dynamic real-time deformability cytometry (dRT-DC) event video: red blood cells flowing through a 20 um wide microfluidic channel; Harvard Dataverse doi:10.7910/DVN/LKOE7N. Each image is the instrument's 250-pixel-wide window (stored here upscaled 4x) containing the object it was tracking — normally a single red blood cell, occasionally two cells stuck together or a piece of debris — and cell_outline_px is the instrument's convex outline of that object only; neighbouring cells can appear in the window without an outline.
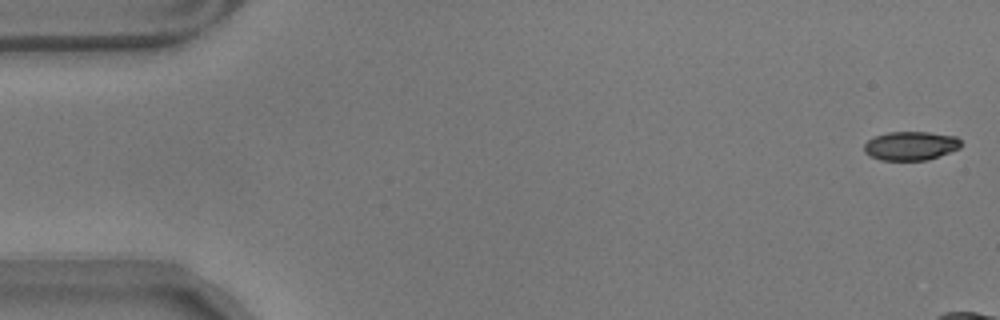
{"species": "common noctule bat (a hibernating species)", "species_latin": "Nyctalus noctula", "temperature_condition": "warm", "stored_images_in_passage": 10, "camera_frame_rate_fps": 3000, "um_per_image_px": 0.085, "animal": {"sex": "male", "body_mass_g": 17.9}, "frame": {"image": 1, "passage_image": 2, "time_ms": 0.333, "image_size_px": [1000, 320], "cell_outline_px": [[960, 148], [928, 160], [880, 160], [868, 156], [864, 152], [864, 144], [872, 136], [888, 132], [928, 132], [956, 136], [960, 140]], "centroid_in_image_um": [77.36, 12.39], "position_along_channel_um": 7.6, "area_um2": 16.42}}